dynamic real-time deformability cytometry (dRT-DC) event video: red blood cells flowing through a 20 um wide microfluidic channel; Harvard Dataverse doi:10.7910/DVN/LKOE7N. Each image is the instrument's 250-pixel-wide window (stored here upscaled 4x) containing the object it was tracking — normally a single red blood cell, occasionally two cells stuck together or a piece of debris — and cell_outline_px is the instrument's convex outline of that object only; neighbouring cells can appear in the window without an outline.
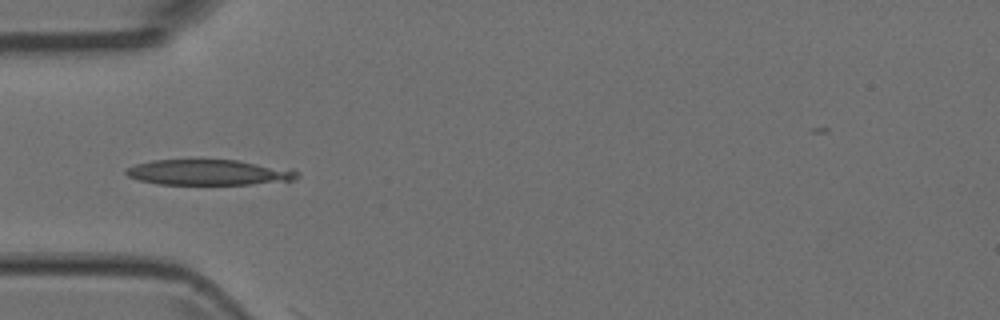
{"species": "Egyptian fruit bat (a non-hibernating species)", "species_latin": "Rousettus aegyptiacus", "temperature_condition": "room temperature", "stored_images_in_passage": 5, "camera_frame_rate_fps": 3000, "um_per_image_px": 0.085, "animal": {"sex": "female"}, "frame": {"image": 1, "passage_image": 4, "time_ms": 1.0, "image_size_px": [1000, 320], "cell_outline_px": [[300, 176], [292, 180], [252, 184], [156, 184], [136, 180], [128, 176], [124, 172], [124, 168], [136, 164], [152, 160], [236, 160], [292, 168]], "centroid_in_image_um": [17.71, 14.65], "position_along_channel_um": 67.3, "area_um2": 25.61}}